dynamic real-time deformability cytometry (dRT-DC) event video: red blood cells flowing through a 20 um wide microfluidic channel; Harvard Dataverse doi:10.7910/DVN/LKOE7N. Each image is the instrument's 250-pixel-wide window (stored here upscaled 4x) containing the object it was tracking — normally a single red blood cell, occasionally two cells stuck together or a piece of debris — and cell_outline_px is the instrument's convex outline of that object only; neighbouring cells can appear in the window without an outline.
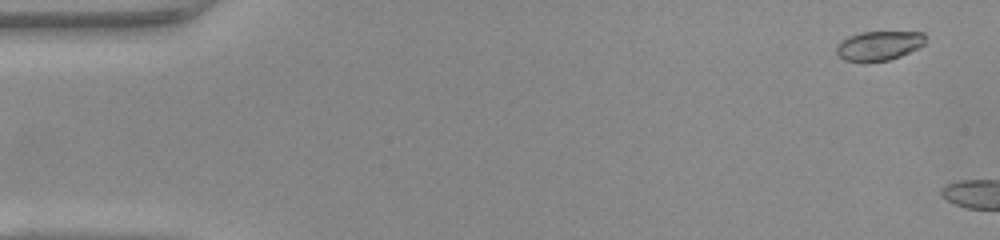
{"species": "common noctule bat (a hibernating species)", "species_latin": "Nyctalus noctula", "temperature_condition": "warm", "stored_images_in_passage": 6, "camera_frame_rate_fps": 3000, "um_per_image_px": 0.085, "animal": {"sex": "female", "body_mass_g": 22.0, "forearm_length_mm": 56.7}, "frame": {"image": 1, "passage_image": 3, "time_ms": 0.667, "image_size_px": [1000, 240], "cell_outline_px": [[924, 44], [920, 48], [900, 56], [888, 60], [844, 60], [836, 52], [836, 48], [840, 40], [848, 36], [860, 32], [924, 32]], "centroid_in_image_um": [74.72, 3.85], "position_along_channel_um": 10.3, "area_um2": 14.97}}